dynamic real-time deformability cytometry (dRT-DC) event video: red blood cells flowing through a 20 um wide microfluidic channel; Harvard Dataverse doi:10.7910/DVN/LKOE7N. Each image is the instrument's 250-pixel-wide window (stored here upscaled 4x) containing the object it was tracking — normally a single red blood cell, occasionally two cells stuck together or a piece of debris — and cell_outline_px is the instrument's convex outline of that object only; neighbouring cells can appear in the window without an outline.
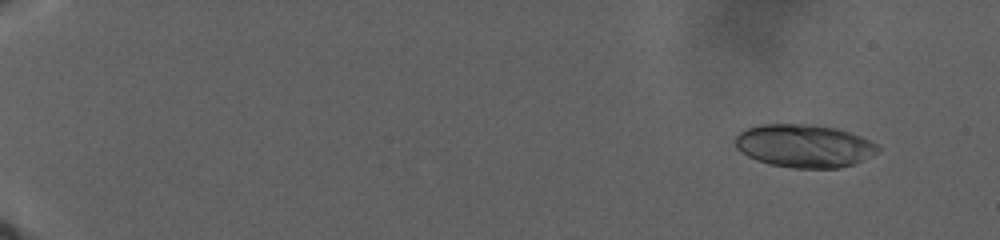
{"species": "human", "species_latin": "Homo sapiens", "temperature_condition": "warm", "stored_images_in_passage": 69, "camera_frame_rate_fps": 3000, "um_per_image_px": 0.085, "donor": {"sex": "male"}, "frame": {"image": 1, "passage_image": 6, "time_ms": 3.667, "image_size_px": [1000, 240], "cell_outline_px": [[880, 148], [876, 152], [852, 164], [840, 168], [792, 168], [768, 164], [756, 160], [740, 152], [736, 148], [736, 136], [744, 128], [760, 124], [812, 124], [836, 128], [860, 136], [880, 144]], "centroid_in_image_um": [68.32, 12.39], "position_along_channel_um": 16.7, "area_um2": 35.84}}
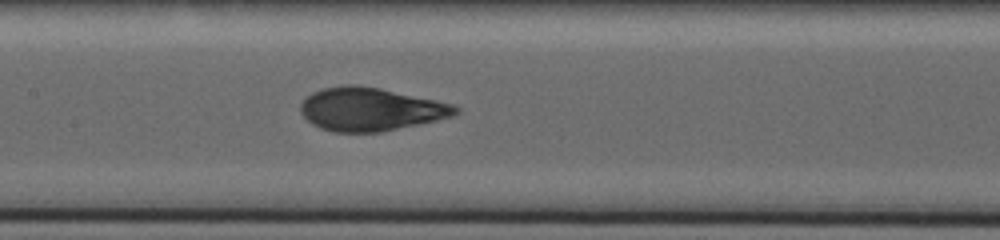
{"frame": {"image": 2, "passage_image": 41, "time_ms": 24.667, "image_size_px": [1000, 240], "cell_outline_px": [[460, 112], [452, 116], [436, 120], [380, 132], [336, 132], [320, 128], [312, 124], [300, 112], [300, 104], [312, 92], [320, 88], [344, 84], [356, 84], [380, 88], [452, 104], [460, 108]], "centroid_in_image_um": [31.46, 9.27], "position_along_channel_um": 175.9, "area_um2": 38.84}}
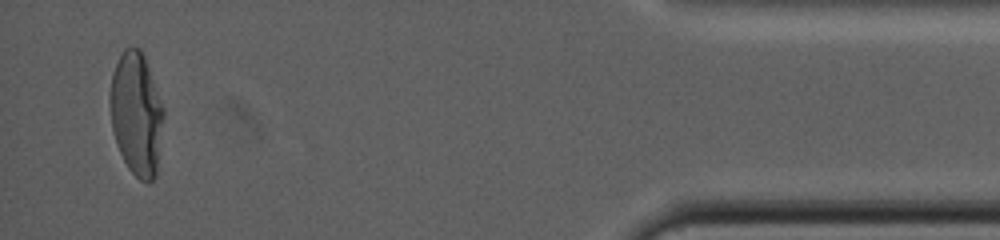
{"frame": {"image": 3, "passage_image": 68, "time_ms": 42.667, "image_size_px": [1000, 240], "cell_outline_px": [[164, 116], [156, 176], [148, 184], [140, 180], [128, 168], [116, 144], [112, 128], [112, 72], [124, 48], [140, 48], [144, 56], [164, 108]], "centroid_in_image_um": [11.63, 9.72], "position_along_channel_um": 423.6, "area_um2": 37.8}}